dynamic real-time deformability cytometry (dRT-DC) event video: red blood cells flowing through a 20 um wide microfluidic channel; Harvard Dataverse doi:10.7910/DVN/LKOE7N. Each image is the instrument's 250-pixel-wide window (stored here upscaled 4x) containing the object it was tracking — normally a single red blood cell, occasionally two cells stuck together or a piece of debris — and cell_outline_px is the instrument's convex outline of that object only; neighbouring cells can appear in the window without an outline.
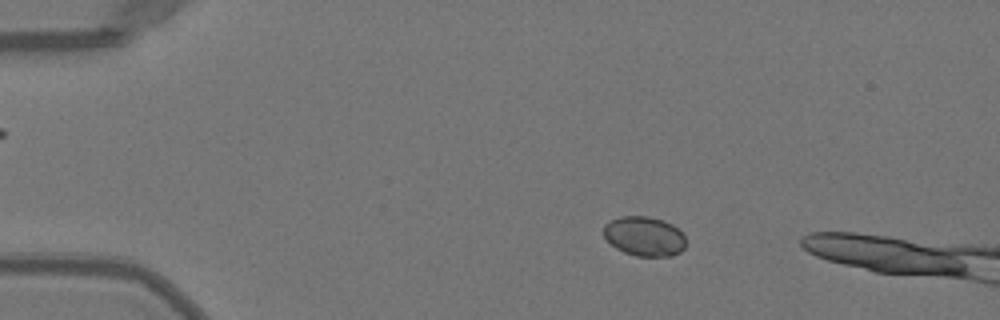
{"species": "Egyptian fruit bat (a non-hibernating species)", "species_latin": "Rousettus aegyptiacus", "temperature_condition": "warm", "stored_images_in_passage": 15, "camera_frame_rate_fps": 3000, "um_per_image_px": 0.085, "animal": {"sex": "female"}, "frame": {"image": 1, "passage_image": 9, "time_ms": 2.667, "image_size_px": [1000, 320], "cell_outline_px": [[684, 248], [680, 252], [672, 256], [636, 256], [624, 252], [616, 248], [604, 236], [604, 224], [620, 216], [648, 216], [664, 220], [672, 224], [684, 236]], "centroid_in_image_um": [54.76, 20.08], "position_along_channel_um": 30.2, "area_um2": 18.84}}